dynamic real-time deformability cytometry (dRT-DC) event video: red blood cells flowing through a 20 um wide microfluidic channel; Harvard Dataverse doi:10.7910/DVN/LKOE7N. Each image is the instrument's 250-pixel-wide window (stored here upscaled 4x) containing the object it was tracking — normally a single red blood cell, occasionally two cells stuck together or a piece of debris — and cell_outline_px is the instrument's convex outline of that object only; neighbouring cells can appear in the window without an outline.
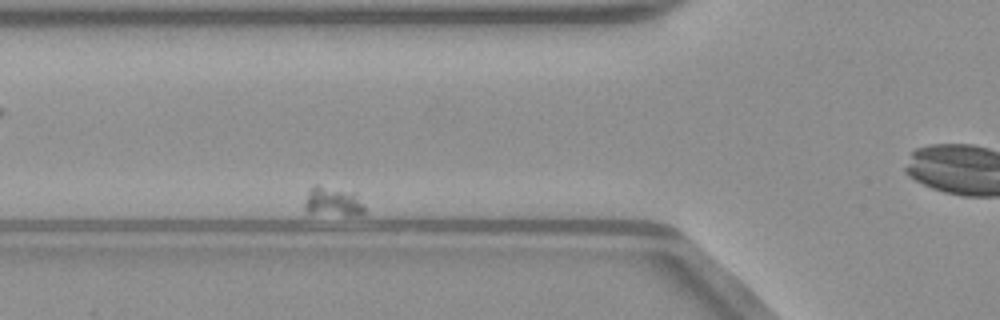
{"species": "common noctule bat (a hibernating species)", "species_latin": "Nyctalus noctula", "temperature_condition": "warm", "stored_images_in_passage": 39, "camera_frame_rate_fps": 3000, "um_per_image_px": 0.085, "animal": {"sex": "male", "body_mass_g": 23.1, "forearm_length_mm": 52.7}, "frame": {"image": 1, "passage_image": 4, "time_ms": 1.0, "image_size_px": [1000, 320], "cell_outline_px": [[368, 212], [364, 216], [344, 216], [308, 212], [304, 208], [304, 200], [312, 184], [316, 184], [352, 192], [364, 204]], "centroid_in_image_um": [28.34, 17.17], "position_along_channel_um": 97.5, "area_um2": 10.64}}